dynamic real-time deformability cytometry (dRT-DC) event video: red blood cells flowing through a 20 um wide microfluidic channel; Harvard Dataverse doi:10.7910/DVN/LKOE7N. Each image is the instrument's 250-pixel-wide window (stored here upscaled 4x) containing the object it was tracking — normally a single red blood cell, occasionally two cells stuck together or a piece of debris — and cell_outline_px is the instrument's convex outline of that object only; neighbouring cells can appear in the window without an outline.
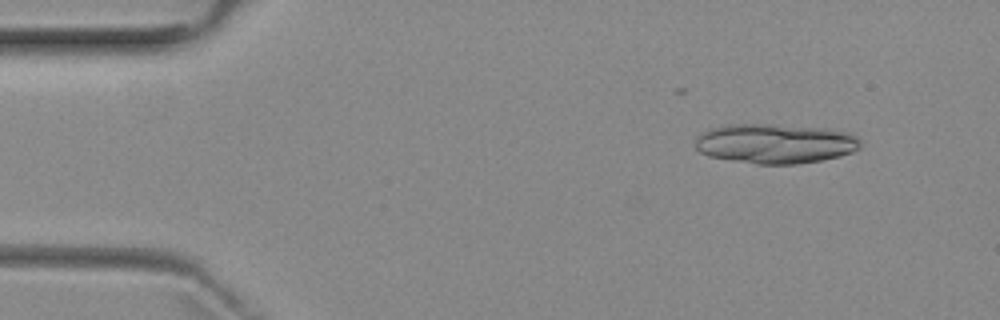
{"species": "common noctule bat (a hibernating species)", "species_latin": "Nyctalus noctula", "temperature_condition": "room temperature", "stored_images_in_passage": 5, "camera_frame_rate_fps": 3000, "um_per_image_px": 0.085, "animal": {"sex": "female", "body_mass_g": 29.2, "forearm_length_mm": 56.3}, "frame": {"image": 1, "passage_image": 2, "time_ms": 1.0, "image_size_px": [1000, 320], "cell_outline_px": [[860, 148], [852, 152], [840, 156], [820, 160], [796, 164], [756, 164], [708, 156], [700, 152], [696, 148], [696, 140], [704, 132], [712, 128], [728, 124], [764, 124], [824, 128], [852, 132], [860, 140]], "centroid_in_image_um": [65.93, 12.2], "position_along_channel_um": 19.1, "area_um2": 38.09}}